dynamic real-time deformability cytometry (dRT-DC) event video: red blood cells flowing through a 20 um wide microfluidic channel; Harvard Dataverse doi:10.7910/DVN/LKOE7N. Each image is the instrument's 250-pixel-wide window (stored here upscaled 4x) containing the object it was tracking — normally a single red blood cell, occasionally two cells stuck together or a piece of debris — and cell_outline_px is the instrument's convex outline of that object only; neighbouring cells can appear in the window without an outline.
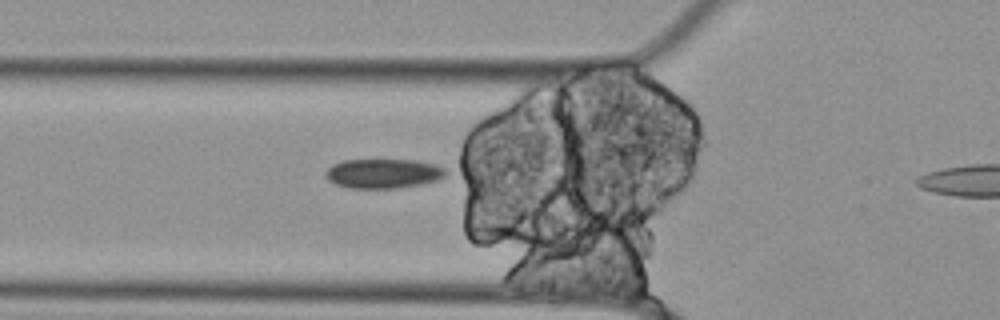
{"species": "Egyptian fruit bat (a non-hibernating species)", "species_latin": "Rousettus aegyptiacus", "temperature_condition": "cold", "stored_images_in_passage": 13, "segment_of_instrument_passage": [1, 2], "camera_frame_rate_fps": 3000, "um_per_image_px": 0.085, "animal": {"sex": "female"}, "frame": {"image": 1, "passage_image": 8, "time_ms": 2.333, "image_size_px": [1000, 320], "cell_outline_px": [[448, 172], [444, 176], [436, 180], [420, 184], [392, 188], [352, 188], [336, 184], [328, 180], [324, 172], [332, 164], [344, 160], [416, 160], [436, 164], [444, 168]], "centroid_in_image_um": [32.57, 14.73], "position_along_channel_um": 93.2, "area_um2": 20.52}}
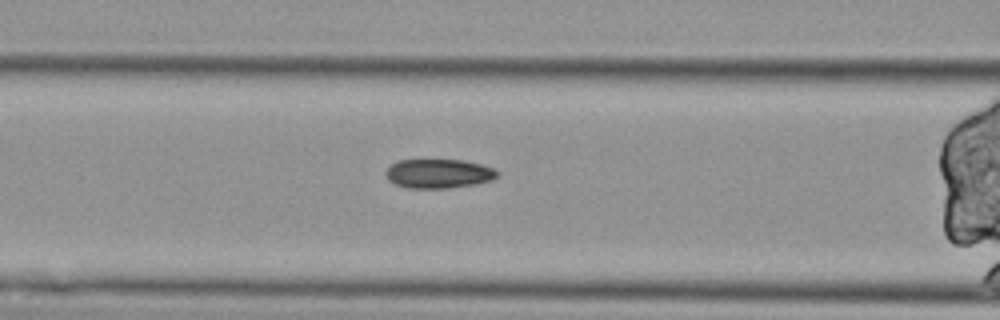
{"frame": {"image": 2, "passage_image": 11, "time_ms": 3.333, "image_size_px": [1000, 320], "cell_outline_px": [[500, 172], [492, 180], [472, 184], [444, 188], [408, 188], [396, 184], [388, 180], [384, 172], [396, 160], [464, 160], [480, 164], [492, 168]], "centroid_in_image_um": [37.25, 14.75], "position_along_channel_um": 129.4, "area_um2": 18.79}}